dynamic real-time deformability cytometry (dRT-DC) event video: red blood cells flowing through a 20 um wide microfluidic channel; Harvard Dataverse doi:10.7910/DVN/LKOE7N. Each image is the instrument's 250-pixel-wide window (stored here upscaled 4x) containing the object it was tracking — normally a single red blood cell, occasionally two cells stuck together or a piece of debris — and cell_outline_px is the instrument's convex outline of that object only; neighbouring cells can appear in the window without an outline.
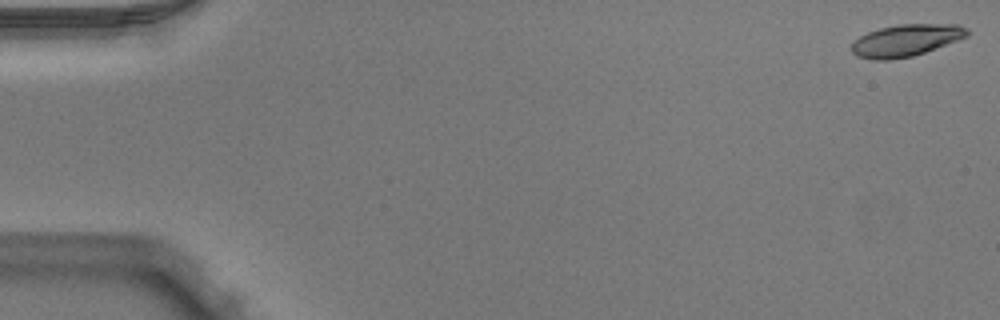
{"species": "Egyptian fruit bat (a non-hibernating species)", "species_latin": "Rousettus aegyptiacus", "temperature_condition": "warm", "stored_images_in_passage": 47, "camera_frame_rate_fps": 3000, "um_per_image_px": 0.085, "animal": {"sex": "male"}, "frame": {"image": 1, "passage_image": 1, "time_ms": 0.0, "image_size_px": [1000, 320], "cell_outline_px": [[972, 32], [968, 36], [924, 52], [912, 56], [888, 60], [872, 60], [856, 56], [852, 52], [852, 40], [868, 32], [880, 28], [896, 24], [960, 24], [968, 28]], "centroid_in_image_um": [77.01, 3.42], "position_along_channel_um": 8.0, "area_um2": 21.68}}
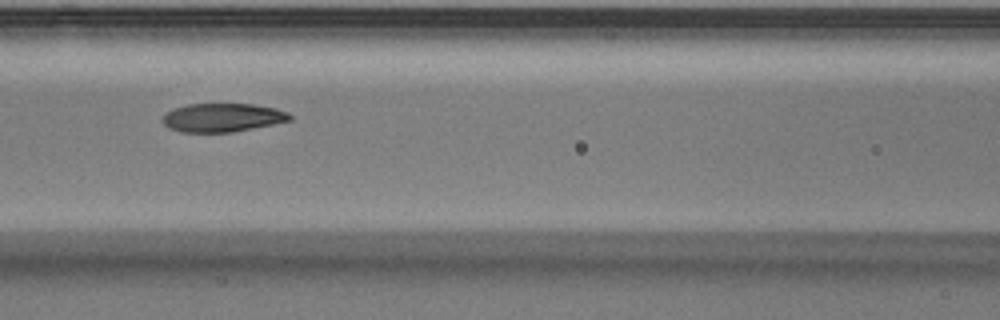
{"frame": {"image": 2, "passage_image": 23, "time_ms": 7.333, "image_size_px": [1000, 320], "cell_outline_px": [[292, 120], [232, 132], [180, 132], [168, 128], [160, 120], [164, 112], [188, 104], [252, 104], [276, 108], [288, 112], [292, 116]], "centroid_in_image_um": [18.87, 9.99], "position_along_channel_um": 147.7, "area_um2": 21.27}}
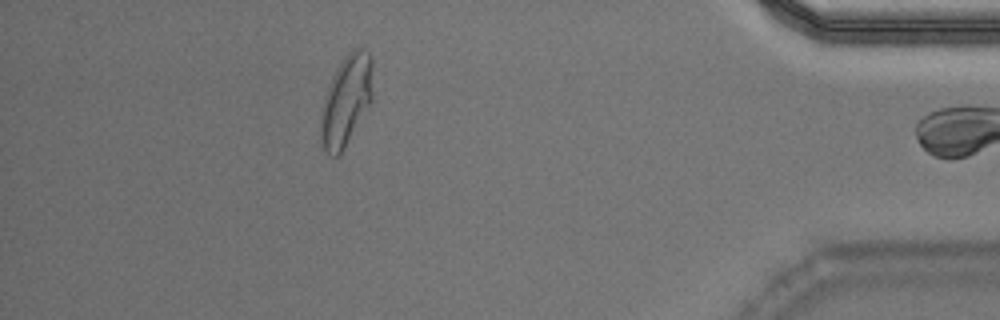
{"frame": {"image": 3, "passage_image": 46, "time_ms": 15.0, "image_size_px": [1000, 320], "cell_outline_px": [[372, 100], [340, 156], [332, 156], [324, 148], [320, 140], [320, 116], [324, 96], [332, 76], [344, 56], [352, 48], [360, 48], [368, 52], [372, 56]], "centroid_in_image_um": [29.42, 8.53], "position_along_channel_um": 405.8, "area_um2": 27.57}}